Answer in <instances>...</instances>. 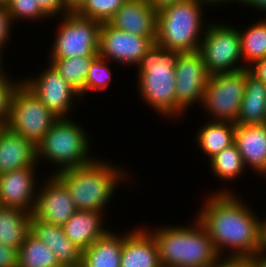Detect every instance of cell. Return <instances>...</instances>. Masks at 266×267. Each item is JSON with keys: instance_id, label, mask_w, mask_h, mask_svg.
I'll list each match as a JSON object with an SVG mask.
<instances>
[{"instance_id": "cell-1", "label": "cell", "mask_w": 266, "mask_h": 267, "mask_svg": "<svg viewBox=\"0 0 266 267\" xmlns=\"http://www.w3.org/2000/svg\"><path fill=\"white\" fill-rule=\"evenodd\" d=\"M229 188L226 184L208 191L195 217L206 228L221 258H250L261 250V214L257 215L236 189Z\"/></svg>"}, {"instance_id": "cell-2", "label": "cell", "mask_w": 266, "mask_h": 267, "mask_svg": "<svg viewBox=\"0 0 266 267\" xmlns=\"http://www.w3.org/2000/svg\"><path fill=\"white\" fill-rule=\"evenodd\" d=\"M112 162V159L110 161L100 155L90 164L55 174L66 186L77 210L106 212L121 183L126 182L125 186L128 179H134L131 177L133 172L130 173L123 165Z\"/></svg>"}, {"instance_id": "cell-3", "label": "cell", "mask_w": 266, "mask_h": 267, "mask_svg": "<svg viewBox=\"0 0 266 267\" xmlns=\"http://www.w3.org/2000/svg\"><path fill=\"white\" fill-rule=\"evenodd\" d=\"M193 218L186 226H144L156 241L162 267H209L221 258L206 228Z\"/></svg>"}, {"instance_id": "cell-4", "label": "cell", "mask_w": 266, "mask_h": 267, "mask_svg": "<svg viewBox=\"0 0 266 267\" xmlns=\"http://www.w3.org/2000/svg\"><path fill=\"white\" fill-rule=\"evenodd\" d=\"M178 52L156 42L136 67L138 98L159 117L176 121L175 58ZM143 100V101H142Z\"/></svg>"}, {"instance_id": "cell-5", "label": "cell", "mask_w": 266, "mask_h": 267, "mask_svg": "<svg viewBox=\"0 0 266 267\" xmlns=\"http://www.w3.org/2000/svg\"><path fill=\"white\" fill-rule=\"evenodd\" d=\"M86 130L79 120L72 117L58 118L36 146L38 165L42 166L46 161L50 165H56L51 167L54 170L49 173L55 175L62 170L82 167L93 162L98 155L94 156L96 154L91 151L93 144Z\"/></svg>"}, {"instance_id": "cell-6", "label": "cell", "mask_w": 266, "mask_h": 267, "mask_svg": "<svg viewBox=\"0 0 266 267\" xmlns=\"http://www.w3.org/2000/svg\"><path fill=\"white\" fill-rule=\"evenodd\" d=\"M208 7L207 0H183L157 11L155 42L178 53L199 50Z\"/></svg>"}, {"instance_id": "cell-7", "label": "cell", "mask_w": 266, "mask_h": 267, "mask_svg": "<svg viewBox=\"0 0 266 267\" xmlns=\"http://www.w3.org/2000/svg\"><path fill=\"white\" fill-rule=\"evenodd\" d=\"M60 21L47 58L98 56L102 23L68 12L56 18Z\"/></svg>"}, {"instance_id": "cell-8", "label": "cell", "mask_w": 266, "mask_h": 267, "mask_svg": "<svg viewBox=\"0 0 266 267\" xmlns=\"http://www.w3.org/2000/svg\"><path fill=\"white\" fill-rule=\"evenodd\" d=\"M210 20L199 48L208 73L214 75L244 69L237 26H232L229 21Z\"/></svg>"}, {"instance_id": "cell-9", "label": "cell", "mask_w": 266, "mask_h": 267, "mask_svg": "<svg viewBox=\"0 0 266 267\" xmlns=\"http://www.w3.org/2000/svg\"><path fill=\"white\" fill-rule=\"evenodd\" d=\"M246 68L210 75L204 90L202 112L213 122L236 123L245 95Z\"/></svg>"}, {"instance_id": "cell-10", "label": "cell", "mask_w": 266, "mask_h": 267, "mask_svg": "<svg viewBox=\"0 0 266 267\" xmlns=\"http://www.w3.org/2000/svg\"><path fill=\"white\" fill-rule=\"evenodd\" d=\"M58 118L23 83L16 88L11 101L7 126L35 146Z\"/></svg>"}, {"instance_id": "cell-11", "label": "cell", "mask_w": 266, "mask_h": 267, "mask_svg": "<svg viewBox=\"0 0 266 267\" xmlns=\"http://www.w3.org/2000/svg\"><path fill=\"white\" fill-rule=\"evenodd\" d=\"M176 121L195 104L201 107L210 74L199 50L179 52L175 58ZM182 117V118H181Z\"/></svg>"}, {"instance_id": "cell-12", "label": "cell", "mask_w": 266, "mask_h": 267, "mask_svg": "<svg viewBox=\"0 0 266 267\" xmlns=\"http://www.w3.org/2000/svg\"><path fill=\"white\" fill-rule=\"evenodd\" d=\"M47 64L35 76L22 77V82L57 118L73 117L70 114L75 111L72 110L74 105H79L81 96L50 63Z\"/></svg>"}, {"instance_id": "cell-13", "label": "cell", "mask_w": 266, "mask_h": 267, "mask_svg": "<svg viewBox=\"0 0 266 267\" xmlns=\"http://www.w3.org/2000/svg\"><path fill=\"white\" fill-rule=\"evenodd\" d=\"M155 40L156 37H142L119 30L109 22L102 23L98 55L134 69Z\"/></svg>"}, {"instance_id": "cell-14", "label": "cell", "mask_w": 266, "mask_h": 267, "mask_svg": "<svg viewBox=\"0 0 266 267\" xmlns=\"http://www.w3.org/2000/svg\"><path fill=\"white\" fill-rule=\"evenodd\" d=\"M43 176L32 216L62 226L77 211L76 206L66 186L55 175L43 173Z\"/></svg>"}, {"instance_id": "cell-15", "label": "cell", "mask_w": 266, "mask_h": 267, "mask_svg": "<svg viewBox=\"0 0 266 267\" xmlns=\"http://www.w3.org/2000/svg\"><path fill=\"white\" fill-rule=\"evenodd\" d=\"M39 165L0 174V203L2 207L18 208L32 213L35 207L39 178ZM39 178V179H38Z\"/></svg>"}, {"instance_id": "cell-16", "label": "cell", "mask_w": 266, "mask_h": 267, "mask_svg": "<svg viewBox=\"0 0 266 267\" xmlns=\"http://www.w3.org/2000/svg\"><path fill=\"white\" fill-rule=\"evenodd\" d=\"M141 225L123 231L120 266L162 267L156 241L144 224Z\"/></svg>"}, {"instance_id": "cell-17", "label": "cell", "mask_w": 266, "mask_h": 267, "mask_svg": "<svg viewBox=\"0 0 266 267\" xmlns=\"http://www.w3.org/2000/svg\"><path fill=\"white\" fill-rule=\"evenodd\" d=\"M234 144L245 168L259 176L266 169V124H235Z\"/></svg>"}, {"instance_id": "cell-18", "label": "cell", "mask_w": 266, "mask_h": 267, "mask_svg": "<svg viewBox=\"0 0 266 267\" xmlns=\"http://www.w3.org/2000/svg\"><path fill=\"white\" fill-rule=\"evenodd\" d=\"M38 165L36 146L7 126H0V174Z\"/></svg>"}, {"instance_id": "cell-19", "label": "cell", "mask_w": 266, "mask_h": 267, "mask_svg": "<svg viewBox=\"0 0 266 267\" xmlns=\"http://www.w3.org/2000/svg\"><path fill=\"white\" fill-rule=\"evenodd\" d=\"M30 233L54 252L61 265H79L82 263L83 250L68 239L62 226L46 223L32 216Z\"/></svg>"}, {"instance_id": "cell-20", "label": "cell", "mask_w": 266, "mask_h": 267, "mask_svg": "<svg viewBox=\"0 0 266 267\" xmlns=\"http://www.w3.org/2000/svg\"><path fill=\"white\" fill-rule=\"evenodd\" d=\"M105 214L106 212L77 210L62 228L68 239L84 250L112 229L106 228Z\"/></svg>"}, {"instance_id": "cell-21", "label": "cell", "mask_w": 266, "mask_h": 267, "mask_svg": "<svg viewBox=\"0 0 266 267\" xmlns=\"http://www.w3.org/2000/svg\"><path fill=\"white\" fill-rule=\"evenodd\" d=\"M109 23L124 32L142 37H156L157 11L127 0Z\"/></svg>"}, {"instance_id": "cell-22", "label": "cell", "mask_w": 266, "mask_h": 267, "mask_svg": "<svg viewBox=\"0 0 266 267\" xmlns=\"http://www.w3.org/2000/svg\"><path fill=\"white\" fill-rule=\"evenodd\" d=\"M123 232L109 230L82 251V267H121Z\"/></svg>"}, {"instance_id": "cell-23", "label": "cell", "mask_w": 266, "mask_h": 267, "mask_svg": "<svg viewBox=\"0 0 266 267\" xmlns=\"http://www.w3.org/2000/svg\"><path fill=\"white\" fill-rule=\"evenodd\" d=\"M235 124H266V84L246 68L245 95Z\"/></svg>"}, {"instance_id": "cell-24", "label": "cell", "mask_w": 266, "mask_h": 267, "mask_svg": "<svg viewBox=\"0 0 266 267\" xmlns=\"http://www.w3.org/2000/svg\"><path fill=\"white\" fill-rule=\"evenodd\" d=\"M235 123L213 122L205 120L203 125L197 128L195 142L202 155L209 160L223 149L234 144Z\"/></svg>"}, {"instance_id": "cell-25", "label": "cell", "mask_w": 266, "mask_h": 267, "mask_svg": "<svg viewBox=\"0 0 266 267\" xmlns=\"http://www.w3.org/2000/svg\"><path fill=\"white\" fill-rule=\"evenodd\" d=\"M32 213L18 208H0V243L19 251L30 233Z\"/></svg>"}, {"instance_id": "cell-26", "label": "cell", "mask_w": 266, "mask_h": 267, "mask_svg": "<svg viewBox=\"0 0 266 267\" xmlns=\"http://www.w3.org/2000/svg\"><path fill=\"white\" fill-rule=\"evenodd\" d=\"M259 20V21H258ZM251 25L242 28L238 26L240 35L241 55L244 68L249 67L259 59L266 58V18H260Z\"/></svg>"}, {"instance_id": "cell-27", "label": "cell", "mask_w": 266, "mask_h": 267, "mask_svg": "<svg viewBox=\"0 0 266 267\" xmlns=\"http://www.w3.org/2000/svg\"><path fill=\"white\" fill-rule=\"evenodd\" d=\"M207 167L210 168L212 175L217 178V181H236L239 180L247 169L243 163L241 154L235 144L223 149L221 152L214 155L207 162ZM219 179V180H218Z\"/></svg>"}, {"instance_id": "cell-28", "label": "cell", "mask_w": 266, "mask_h": 267, "mask_svg": "<svg viewBox=\"0 0 266 267\" xmlns=\"http://www.w3.org/2000/svg\"><path fill=\"white\" fill-rule=\"evenodd\" d=\"M96 57L47 58L49 60L47 63H50L61 77L79 92L82 98L89 67Z\"/></svg>"}, {"instance_id": "cell-29", "label": "cell", "mask_w": 266, "mask_h": 267, "mask_svg": "<svg viewBox=\"0 0 266 267\" xmlns=\"http://www.w3.org/2000/svg\"><path fill=\"white\" fill-rule=\"evenodd\" d=\"M54 252L29 233L18 251V267H61Z\"/></svg>"}, {"instance_id": "cell-30", "label": "cell", "mask_w": 266, "mask_h": 267, "mask_svg": "<svg viewBox=\"0 0 266 267\" xmlns=\"http://www.w3.org/2000/svg\"><path fill=\"white\" fill-rule=\"evenodd\" d=\"M110 61L99 55L92 61L84 84V96L90 92H102L111 85L113 70Z\"/></svg>"}, {"instance_id": "cell-31", "label": "cell", "mask_w": 266, "mask_h": 267, "mask_svg": "<svg viewBox=\"0 0 266 267\" xmlns=\"http://www.w3.org/2000/svg\"><path fill=\"white\" fill-rule=\"evenodd\" d=\"M127 0H85L75 11L78 15L97 20L100 23L109 22L119 8Z\"/></svg>"}, {"instance_id": "cell-32", "label": "cell", "mask_w": 266, "mask_h": 267, "mask_svg": "<svg viewBox=\"0 0 266 267\" xmlns=\"http://www.w3.org/2000/svg\"><path fill=\"white\" fill-rule=\"evenodd\" d=\"M11 14L14 23L23 20L28 23L44 22V19L52 20L38 5L36 0H8L5 4ZM21 20V21H19Z\"/></svg>"}, {"instance_id": "cell-33", "label": "cell", "mask_w": 266, "mask_h": 267, "mask_svg": "<svg viewBox=\"0 0 266 267\" xmlns=\"http://www.w3.org/2000/svg\"><path fill=\"white\" fill-rule=\"evenodd\" d=\"M8 73L12 74L7 70L0 73V126H5L8 122L13 94L22 82L20 75L19 78H13V75H8Z\"/></svg>"}, {"instance_id": "cell-34", "label": "cell", "mask_w": 266, "mask_h": 267, "mask_svg": "<svg viewBox=\"0 0 266 267\" xmlns=\"http://www.w3.org/2000/svg\"><path fill=\"white\" fill-rule=\"evenodd\" d=\"M15 25L11 14L4 4H0V51L4 54L7 44H10ZM10 40V41H9Z\"/></svg>"}, {"instance_id": "cell-35", "label": "cell", "mask_w": 266, "mask_h": 267, "mask_svg": "<svg viewBox=\"0 0 266 267\" xmlns=\"http://www.w3.org/2000/svg\"><path fill=\"white\" fill-rule=\"evenodd\" d=\"M39 7L52 19L66 15L69 11L66 9L63 0H36Z\"/></svg>"}, {"instance_id": "cell-36", "label": "cell", "mask_w": 266, "mask_h": 267, "mask_svg": "<svg viewBox=\"0 0 266 267\" xmlns=\"http://www.w3.org/2000/svg\"><path fill=\"white\" fill-rule=\"evenodd\" d=\"M0 267H18V250L0 243Z\"/></svg>"}, {"instance_id": "cell-37", "label": "cell", "mask_w": 266, "mask_h": 267, "mask_svg": "<svg viewBox=\"0 0 266 267\" xmlns=\"http://www.w3.org/2000/svg\"><path fill=\"white\" fill-rule=\"evenodd\" d=\"M247 68L252 75L266 84V58L255 61Z\"/></svg>"}, {"instance_id": "cell-38", "label": "cell", "mask_w": 266, "mask_h": 267, "mask_svg": "<svg viewBox=\"0 0 266 267\" xmlns=\"http://www.w3.org/2000/svg\"><path fill=\"white\" fill-rule=\"evenodd\" d=\"M243 7L263 13L262 17L266 16V0H247Z\"/></svg>"}, {"instance_id": "cell-39", "label": "cell", "mask_w": 266, "mask_h": 267, "mask_svg": "<svg viewBox=\"0 0 266 267\" xmlns=\"http://www.w3.org/2000/svg\"><path fill=\"white\" fill-rule=\"evenodd\" d=\"M207 2H208V5H209L210 9H213L212 8L213 6L215 8L218 7V6L220 7L221 5H222V7L224 5L227 6L228 3L231 4V5H232V3H233V5L237 3L236 5H238V7L242 8L244 6V4L247 2V0H207Z\"/></svg>"}, {"instance_id": "cell-40", "label": "cell", "mask_w": 266, "mask_h": 267, "mask_svg": "<svg viewBox=\"0 0 266 267\" xmlns=\"http://www.w3.org/2000/svg\"><path fill=\"white\" fill-rule=\"evenodd\" d=\"M255 267H266V251H258L248 258Z\"/></svg>"}, {"instance_id": "cell-41", "label": "cell", "mask_w": 266, "mask_h": 267, "mask_svg": "<svg viewBox=\"0 0 266 267\" xmlns=\"http://www.w3.org/2000/svg\"><path fill=\"white\" fill-rule=\"evenodd\" d=\"M260 220V245L261 250L266 251V216L259 217Z\"/></svg>"}, {"instance_id": "cell-42", "label": "cell", "mask_w": 266, "mask_h": 267, "mask_svg": "<svg viewBox=\"0 0 266 267\" xmlns=\"http://www.w3.org/2000/svg\"><path fill=\"white\" fill-rule=\"evenodd\" d=\"M232 267H255L248 258H232Z\"/></svg>"}, {"instance_id": "cell-43", "label": "cell", "mask_w": 266, "mask_h": 267, "mask_svg": "<svg viewBox=\"0 0 266 267\" xmlns=\"http://www.w3.org/2000/svg\"><path fill=\"white\" fill-rule=\"evenodd\" d=\"M85 0H63L66 9L69 12H75Z\"/></svg>"}, {"instance_id": "cell-44", "label": "cell", "mask_w": 266, "mask_h": 267, "mask_svg": "<svg viewBox=\"0 0 266 267\" xmlns=\"http://www.w3.org/2000/svg\"><path fill=\"white\" fill-rule=\"evenodd\" d=\"M183 0H155L154 1V10L159 11L162 8L172 5L174 3L180 2Z\"/></svg>"}, {"instance_id": "cell-45", "label": "cell", "mask_w": 266, "mask_h": 267, "mask_svg": "<svg viewBox=\"0 0 266 267\" xmlns=\"http://www.w3.org/2000/svg\"><path fill=\"white\" fill-rule=\"evenodd\" d=\"M209 267H232V258H220Z\"/></svg>"}, {"instance_id": "cell-46", "label": "cell", "mask_w": 266, "mask_h": 267, "mask_svg": "<svg viewBox=\"0 0 266 267\" xmlns=\"http://www.w3.org/2000/svg\"><path fill=\"white\" fill-rule=\"evenodd\" d=\"M129 1L136 2L138 4L147 5V6L154 9V1L155 0H129Z\"/></svg>"}, {"instance_id": "cell-47", "label": "cell", "mask_w": 266, "mask_h": 267, "mask_svg": "<svg viewBox=\"0 0 266 267\" xmlns=\"http://www.w3.org/2000/svg\"><path fill=\"white\" fill-rule=\"evenodd\" d=\"M3 53L0 51V73L5 71V61L3 60V58L5 57L4 55H2ZM4 62V63H3Z\"/></svg>"}, {"instance_id": "cell-48", "label": "cell", "mask_w": 266, "mask_h": 267, "mask_svg": "<svg viewBox=\"0 0 266 267\" xmlns=\"http://www.w3.org/2000/svg\"><path fill=\"white\" fill-rule=\"evenodd\" d=\"M61 267H82V265L81 264H79V265H62Z\"/></svg>"}, {"instance_id": "cell-49", "label": "cell", "mask_w": 266, "mask_h": 267, "mask_svg": "<svg viewBox=\"0 0 266 267\" xmlns=\"http://www.w3.org/2000/svg\"><path fill=\"white\" fill-rule=\"evenodd\" d=\"M262 179L265 178L266 179V169L259 175Z\"/></svg>"}, {"instance_id": "cell-50", "label": "cell", "mask_w": 266, "mask_h": 267, "mask_svg": "<svg viewBox=\"0 0 266 267\" xmlns=\"http://www.w3.org/2000/svg\"><path fill=\"white\" fill-rule=\"evenodd\" d=\"M8 2V0H0V4H6Z\"/></svg>"}]
</instances>
